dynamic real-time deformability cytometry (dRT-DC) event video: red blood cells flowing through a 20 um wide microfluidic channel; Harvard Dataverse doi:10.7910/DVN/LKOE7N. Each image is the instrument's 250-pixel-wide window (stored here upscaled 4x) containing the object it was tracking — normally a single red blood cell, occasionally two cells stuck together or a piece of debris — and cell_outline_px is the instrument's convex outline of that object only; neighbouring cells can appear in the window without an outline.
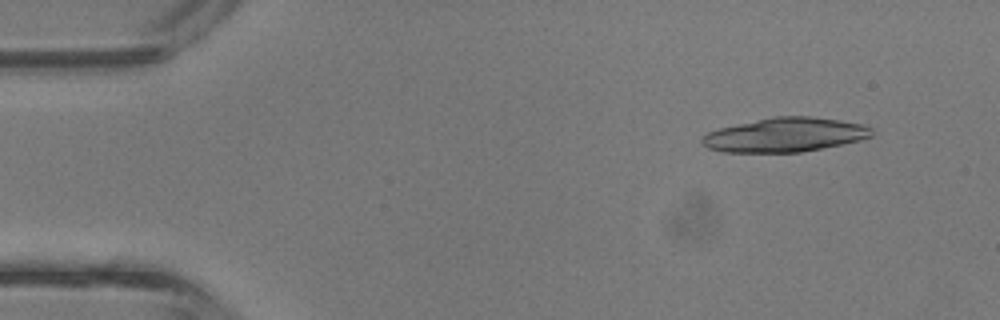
{"species": "common noctule bat (a hibernating species)", "species_latin": "Nyctalus noctula", "temperature_condition": "room temperature", "stored_images_in_passage": 5, "segment_of_instrument_passage": [2, 2], "camera_frame_rate_fps": 3000, "um_per_image_px": 0.085, "animal": {"sex": "male", "body_mass_g": 13.3}, "frame": {"image": 1, "passage_image": 5, "time_ms": 1.333, "image_size_px": [1000, 320], "cell_outline_px": [[872, 136], [860, 140], [800, 152], [724, 152], [708, 148], [700, 144], [700, 136], [708, 132], [720, 128], [776, 116], [808, 116], [840, 120], [864, 124], [872, 128]], "centroid_in_image_um": [66.7, 11.46], "position_along_channel_um": 18.3, "area_um2": 33.58}}